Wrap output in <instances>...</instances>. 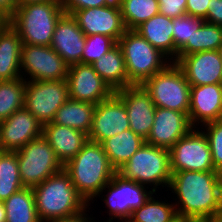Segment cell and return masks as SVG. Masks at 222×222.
Wrapping results in <instances>:
<instances>
[{"label": "cell", "instance_id": "6da1fadb", "mask_svg": "<svg viewBox=\"0 0 222 222\" xmlns=\"http://www.w3.org/2000/svg\"><path fill=\"white\" fill-rule=\"evenodd\" d=\"M168 188L175 195L178 217L188 222H205L222 213V173L218 171L172 173Z\"/></svg>", "mask_w": 222, "mask_h": 222}, {"label": "cell", "instance_id": "7a4b0ae2", "mask_svg": "<svg viewBox=\"0 0 222 222\" xmlns=\"http://www.w3.org/2000/svg\"><path fill=\"white\" fill-rule=\"evenodd\" d=\"M77 192L90 206L116 170L111 166L101 143L88 140L74 158L63 165ZM95 199V200H94Z\"/></svg>", "mask_w": 222, "mask_h": 222}, {"label": "cell", "instance_id": "3957f363", "mask_svg": "<svg viewBox=\"0 0 222 222\" xmlns=\"http://www.w3.org/2000/svg\"><path fill=\"white\" fill-rule=\"evenodd\" d=\"M32 189L41 222H52L74 216L89 206L77 192L64 169Z\"/></svg>", "mask_w": 222, "mask_h": 222}, {"label": "cell", "instance_id": "277c9868", "mask_svg": "<svg viewBox=\"0 0 222 222\" xmlns=\"http://www.w3.org/2000/svg\"><path fill=\"white\" fill-rule=\"evenodd\" d=\"M64 13L61 0L28 3L17 6L7 22L23 44L51 46L56 24Z\"/></svg>", "mask_w": 222, "mask_h": 222}, {"label": "cell", "instance_id": "5b68a950", "mask_svg": "<svg viewBox=\"0 0 222 222\" xmlns=\"http://www.w3.org/2000/svg\"><path fill=\"white\" fill-rule=\"evenodd\" d=\"M122 177L135 181L156 193L161 186L168 187L172 177L168 149L144 144L116 171ZM160 186V187H158Z\"/></svg>", "mask_w": 222, "mask_h": 222}, {"label": "cell", "instance_id": "8992f818", "mask_svg": "<svg viewBox=\"0 0 222 222\" xmlns=\"http://www.w3.org/2000/svg\"><path fill=\"white\" fill-rule=\"evenodd\" d=\"M117 44L123 53L128 80L133 85H142L172 62L136 30H126Z\"/></svg>", "mask_w": 222, "mask_h": 222}, {"label": "cell", "instance_id": "52a82bcc", "mask_svg": "<svg viewBox=\"0 0 222 222\" xmlns=\"http://www.w3.org/2000/svg\"><path fill=\"white\" fill-rule=\"evenodd\" d=\"M142 86L156 107L189 113L191 86L176 63L171 62L163 71L148 78Z\"/></svg>", "mask_w": 222, "mask_h": 222}, {"label": "cell", "instance_id": "ba28073f", "mask_svg": "<svg viewBox=\"0 0 222 222\" xmlns=\"http://www.w3.org/2000/svg\"><path fill=\"white\" fill-rule=\"evenodd\" d=\"M147 189L149 187L125 179L116 172L109 183L96 195V198L104 196L101 200L107 206L106 213H109V219L106 222H114L113 219H117V222H126L134 210L144 205L152 194L156 195L151 189Z\"/></svg>", "mask_w": 222, "mask_h": 222}, {"label": "cell", "instance_id": "9c48e42d", "mask_svg": "<svg viewBox=\"0 0 222 222\" xmlns=\"http://www.w3.org/2000/svg\"><path fill=\"white\" fill-rule=\"evenodd\" d=\"M16 155L21 182L26 188H33L63 170V164L42 135L17 150Z\"/></svg>", "mask_w": 222, "mask_h": 222}, {"label": "cell", "instance_id": "30bf717a", "mask_svg": "<svg viewBox=\"0 0 222 222\" xmlns=\"http://www.w3.org/2000/svg\"><path fill=\"white\" fill-rule=\"evenodd\" d=\"M69 99L66 80L25 81L24 107L42 125L54 120L57 110Z\"/></svg>", "mask_w": 222, "mask_h": 222}, {"label": "cell", "instance_id": "8fae6325", "mask_svg": "<svg viewBox=\"0 0 222 222\" xmlns=\"http://www.w3.org/2000/svg\"><path fill=\"white\" fill-rule=\"evenodd\" d=\"M200 128H193L179 139L170 152L171 172L216 171L207 136Z\"/></svg>", "mask_w": 222, "mask_h": 222}, {"label": "cell", "instance_id": "7c38bea8", "mask_svg": "<svg viewBox=\"0 0 222 222\" xmlns=\"http://www.w3.org/2000/svg\"><path fill=\"white\" fill-rule=\"evenodd\" d=\"M20 68L25 81L66 80L68 73L62 57L51 46L42 45H22Z\"/></svg>", "mask_w": 222, "mask_h": 222}, {"label": "cell", "instance_id": "4fadbf2b", "mask_svg": "<svg viewBox=\"0 0 222 222\" xmlns=\"http://www.w3.org/2000/svg\"><path fill=\"white\" fill-rule=\"evenodd\" d=\"M66 81L69 98L74 100L98 104L114 93L92 64L78 63L68 66Z\"/></svg>", "mask_w": 222, "mask_h": 222}, {"label": "cell", "instance_id": "5bb4252c", "mask_svg": "<svg viewBox=\"0 0 222 222\" xmlns=\"http://www.w3.org/2000/svg\"><path fill=\"white\" fill-rule=\"evenodd\" d=\"M130 129L127 110L123 101L113 93L96 104L88 140L103 143L125 130Z\"/></svg>", "mask_w": 222, "mask_h": 222}, {"label": "cell", "instance_id": "9a60e30c", "mask_svg": "<svg viewBox=\"0 0 222 222\" xmlns=\"http://www.w3.org/2000/svg\"><path fill=\"white\" fill-rule=\"evenodd\" d=\"M124 103L130 129L143 139L149 136L156 106L142 85H132L114 92Z\"/></svg>", "mask_w": 222, "mask_h": 222}, {"label": "cell", "instance_id": "2e32d148", "mask_svg": "<svg viewBox=\"0 0 222 222\" xmlns=\"http://www.w3.org/2000/svg\"><path fill=\"white\" fill-rule=\"evenodd\" d=\"M72 16L85 36L100 34L118 42L126 31L120 7L115 5L78 10Z\"/></svg>", "mask_w": 222, "mask_h": 222}, {"label": "cell", "instance_id": "e0dca14e", "mask_svg": "<svg viewBox=\"0 0 222 222\" xmlns=\"http://www.w3.org/2000/svg\"><path fill=\"white\" fill-rule=\"evenodd\" d=\"M42 123L25 107L0 121V146L15 152L42 135Z\"/></svg>", "mask_w": 222, "mask_h": 222}, {"label": "cell", "instance_id": "ac0fdd59", "mask_svg": "<svg viewBox=\"0 0 222 222\" xmlns=\"http://www.w3.org/2000/svg\"><path fill=\"white\" fill-rule=\"evenodd\" d=\"M193 128L188 114L156 107L152 129L145 142L170 150L179 139L187 135Z\"/></svg>", "mask_w": 222, "mask_h": 222}, {"label": "cell", "instance_id": "d6986e66", "mask_svg": "<svg viewBox=\"0 0 222 222\" xmlns=\"http://www.w3.org/2000/svg\"><path fill=\"white\" fill-rule=\"evenodd\" d=\"M190 86L222 84V61L217 50H206L183 56L176 63Z\"/></svg>", "mask_w": 222, "mask_h": 222}, {"label": "cell", "instance_id": "ffe728a7", "mask_svg": "<svg viewBox=\"0 0 222 222\" xmlns=\"http://www.w3.org/2000/svg\"><path fill=\"white\" fill-rule=\"evenodd\" d=\"M188 116L194 128L222 119V84L191 86Z\"/></svg>", "mask_w": 222, "mask_h": 222}, {"label": "cell", "instance_id": "44dd1931", "mask_svg": "<svg viewBox=\"0 0 222 222\" xmlns=\"http://www.w3.org/2000/svg\"><path fill=\"white\" fill-rule=\"evenodd\" d=\"M85 41L86 36L76 19L71 14L64 13L56 24L51 47L71 66L82 63Z\"/></svg>", "mask_w": 222, "mask_h": 222}, {"label": "cell", "instance_id": "7402d4cb", "mask_svg": "<svg viewBox=\"0 0 222 222\" xmlns=\"http://www.w3.org/2000/svg\"><path fill=\"white\" fill-rule=\"evenodd\" d=\"M42 136L63 165L74 158L88 141V135L82 131L53 122L43 125Z\"/></svg>", "mask_w": 222, "mask_h": 222}, {"label": "cell", "instance_id": "603a6c76", "mask_svg": "<svg viewBox=\"0 0 222 222\" xmlns=\"http://www.w3.org/2000/svg\"><path fill=\"white\" fill-rule=\"evenodd\" d=\"M135 30L153 47L166 55L169 60L177 63L178 49L173 40V18L157 14L143 22Z\"/></svg>", "mask_w": 222, "mask_h": 222}, {"label": "cell", "instance_id": "cb8c5ba5", "mask_svg": "<svg viewBox=\"0 0 222 222\" xmlns=\"http://www.w3.org/2000/svg\"><path fill=\"white\" fill-rule=\"evenodd\" d=\"M22 45L18 32L6 21L0 27V81L22 78Z\"/></svg>", "mask_w": 222, "mask_h": 222}, {"label": "cell", "instance_id": "d4e9b609", "mask_svg": "<svg viewBox=\"0 0 222 222\" xmlns=\"http://www.w3.org/2000/svg\"><path fill=\"white\" fill-rule=\"evenodd\" d=\"M94 70L115 92L133 84L128 80L125 60L118 44L92 63Z\"/></svg>", "mask_w": 222, "mask_h": 222}, {"label": "cell", "instance_id": "484cf974", "mask_svg": "<svg viewBox=\"0 0 222 222\" xmlns=\"http://www.w3.org/2000/svg\"><path fill=\"white\" fill-rule=\"evenodd\" d=\"M96 104L69 98L56 112L54 124L71 127L89 134Z\"/></svg>", "mask_w": 222, "mask_h": 222}, {"label": "cell", "instance_id": "4316f807", "mask_svg": "<svg viewBox=\"0 0 222 222\" xmlns=\"http://www.w3.org/2000/svg\"><path fill=\"white\" fill-rule=\"evenodd\" d=\"M145 139L131 129L106 139L102 146L111 166L117 171L144 144Z\"/></svg>", "mask_w": 222, "mask_h": 222}, {"label": "cell", "instance_id": "83f0119b", "mask_svg": "<svg viewBox=\"0 0 222 222\" xmlns=\"http://www.w3.org/2000/svg\"><path fill=\"white\" fill-rule=\"evenodd\" d=\"M3 203L6 210V222H41L32 188L24 187Z\"/></svg>", "mask_w": 222, "mask_h": 222}, {"label": "cell", "instance_id": "f1b7e54d", "mask_svg": "<svg viewBox=\"0 0 222 222\" xmlns=\"http://www.w3.org/2000/svg\"><path fill=\"white\" fill-rule=\"evenodd\" d=\"M222 41V26L204 22L191 39L178 51L177 62L186 55L206 50H218Z\"/></svg>", "mask_w": 222, "mask_h": 222}, {"label": "cell", "instance_id": "f546056e", "mask_svg": "<svg viewBox=\"0 0 222 222\" xmlns=\"http://www.w3.org/2000/svg\"><path fill=\"white\" fill-rule=\"evenodd\" d=\"M154 197L152 194L144 205L134 210L126 222H173L178 218L173 202Z\"/></svg>", "mask_w": 222, "mask_h": 222}, {"label": "cell", "instance_id": "4dcf8cb0", "mask_svg": "<svg viewBox=\"0 0 222 222\" xmlns=\"http://www.w3.org/2000/svg\"><path fill=\"white\" fill-rule=\"evenodd\" d=\"M126 30H135L143 22L159 14L158 0H122L120 5Z\"/></svg>", "mask_w": 222, "mask_h": 222}, {"label": "cell", "instance_id": "1f68e13d", "mask_svg": "<svg viewBox=\"0 0 222 222\" xmlns=\"http://www.w3.org/2000/svg\"><path fill=\"white\" fill-rule=\"evenodd\" d=\"M23 188L16 151H6L0 158V201Z\"/></svg>", "mask_w": 222, "mask_h": 222}, {"label": "cell", "instance_id": "d6a6232c", "mask_svg": "<svg viewBox=\"0 0 222 222\" xmlns=\"http://www.w3.org/2000/svg\"><path fill=\"white\" fill-rule=\"evenodd\" d=\"M25 80L0 81V121L24 107Z\"/></svg>", "mask_w": 222, "mask_h": 222}, {"label": "cell", "instance_id": "836d02e7", "mask_svg": "<svg viewBox=\"0 0 222 222\" xmlns=\"http://www.w3.org/2000/svg\"><path fill=\"white\" fill-rule=\"evenodd\" d=\"M117 42L105 35H92L86 36L85 46L82 54V63L92 64L96 60L100 59L111 48H113Z\"/></svg>", "mask_w": 222, "mask_h": 222}, {"label": "cell", "instance_id": "e575fe53", "mask_svg": "<svg viewBox=\"0 0 222 222\" xmlns=\"http://www.w3.org/2000/svg\"><path fill=\"white\" fill-rule=\"evenodd\" d=\"M199 128L204 130L208 138L214 169L222 173V119L206 123Z\"/></svg>", "mask_w": 222, "mask_h": 222}, {"label": "cell", "instance_id": "d590c367", "mask_svg": "<svg viewBox=\"0 0 222 222\" xmlns=\"http://www.w3.org/2000/svg\"><path fill=\"white\" fill-rule=\"evenodd\" d=\"M205 21L200 18L185 15L173 18V40L178 51L191 39L193 32L198 30Z\"/></svg>", "mask_w": 222, "mask_h": 222}, {"label": "cell", "instance_id": "8d00e7d4", "mask_svg": "<svg viewBox=\"0 0 222 222\" xmlns=\"http://www.w3.org/2000/svg\"><path fill=\"white\" fill-rule=\"evenodd\" d=\"M159 14L170 18L183 17L186 14L187 0H158Z\"/></svg>", "mask_w": 222, "mask_h": 222}, {"label": "cell", "instance_id": "74e56055", "mask_svg": "<svg viewBox=\"0 0 222 222\" xmlns=\"http://www.w3.org/2000/svg\"><path fill=\"white\" fill-rule=\"evenodd\" d=\"M61 4L65 13L71 15L78 10L109 5L105 0H61Z\"/></svg>", "mask_w": 222, "mask_h": 222}, {"label": "cell", "instance_id": "f35d334b", "mask_svg": "<svg viewBox=\"0 0 222 222\" xmlns=\"http://www.w3.org/2000/svg\"><path fill=\"white\" fill-rule=\"evenodd\" d=\"M210 0H187L186 14L195 18L204 19L207 14Z\"/></svg>", "mask_w": 222, "mask_h": 222}, {"label": "cell", "instance_id": "ab89813d", "mask_svg": "<svg viewBox=\"0 0 222 222\" xmlns=\"http://www.w3.org/2000/svg\"><path fill=\"white\" fill-rule=\"evenodd\" d=\"M203 20L222 26V0H210L206 17Z\"/></svg>", "mask_w": 222, "mask_h": 222}, {"label": "cell", "instance_id": "60d3db41", "mask_svg": "<svg viewBox=\"0 0 222 222\" xmlns=\"http://www.w3.org/2000/svg\"><path fill=\"white\" fill-rule=\"evenodd\" d=\"M17 0H0V15L8 20L17 9Z\"/></svg>", "mask_w": 222, "mask_h": 222}, {"label": "cell", "instance_id": "b9f144b4", "mask_svg": "<svg viewBox=\"0 0 222 222\" xmlns=\"http://www.w3.org/2000/svg\"><path fill=\"white\" fill-rule=\"evenodd\" d=\"M90 209L91 208H89V206H88L84 211H82L74 216L58 219V220H55L52 222H91L94 218H93V216L91 217V215H89L87 213V212H89Z\"/></svg>", "mask_w": 222, "mask_h": 222}, {"label": "cell", "instance_id": "7bdbcfd3", "mask_svg": "<svg viewBox=\"0 0 222 222\" xmlns=\"http://www.w3.org/2000/svg\"><path fill=\"white\" fill-rule=\"evenodd\" d=\"M0 222H6V210L3 201H0Z\"/></svg>", "mask_w": 222, "mask_h": 222}, {"label": "cell", "instance_id": "ee69618b", "mask_svg": "<svg viewBox=\"0 0 222 222\" xmlns=\"http://www.w3.org/2000/svg\"><path fill=\"white\" fill-rule=\"evenodd\" d=\"M45 1H51V0H17V5L20 6L28 3L45 2Z\"/></svg>", "mask_w": 222, "mask_h": 222}, {"label": "cell", "instance_id": "f6af8a7d", "mask_svg": "<svg viewBox=\"0 0 222 222\" xmlns=\"http://www.w3.org/2000/svg\"><path fill=\"white\" fill-rule=\"evenodd\" d=\"M109 5H115L120 7L122 0H105Z\"/></svg>", "mask_w": 222, "mask_h": 222}, {"label": "cell", "instance_id": "bcb514c9", "mask_svg": "<svg viewBox=\"0 0 222 222\" xmlns=\"http://www.w3.org/2000/svg\"><path fill=\"white\" fill-rule=\"evenodd\" d=\"M205 222H222V213L220 215L216 216L215 218L207 220Z\"/></svg>", "mask_w": 222, "mask_h": 222}, {"label": "cell", "instance_id": "7dc6e473", "mask_svg": "<svg viewBox=\"0 0 222 222\" xmlns=\"http://www.w3.org/2000/svg\"><path fill=\"white\" fill-rule=\"evenodd\" d=\"M218 53H219V56H220V59H221V61H222V41H221V43H220V45H219V47H218Z\"/></svg>", "mask_w": 222, "mask_h": 222}, {"label": "cell", "instance_id": "c3c4849f", "mask_svg": "<svg viewBox=\"0 0 222 222\" xmlns=\"http://www.w3.org/2000/svg\"><path fill=\"white\" fill-rule=\"evenodd\" d=\"M7 20L2 16L0 15V27L6 22Z\"/></svg>", "mask_w": 222, "mask_h": 222}, {"label": "cell", "instance_id": "681fc988", "mask_svg": "<svg viewBox=\"0 0 222 222\" xmlns=\"http://www.w3.org/2000/svg\"><path fill=\"white\" fill-rule=\"evenodd\" d=\"M173 222H188L186 221L185 219L181 218V217H178L175 221Z\"/></svg>", "mask_w": 222, "mask_h": 222}, {"label": "cell", "instance_id": "f907efd6", "mask_svg": "<svg viewBox=\"0 0 222 222\" xmlns=\"http://www.w3.org/2000/svg\"><path fill=\"white\" fill-rule=\"evenodd\" d=\"M6 151L0 146V158Z\"/></svg>", "mask_w": 222, "mask_h": 222}]
</instances>
